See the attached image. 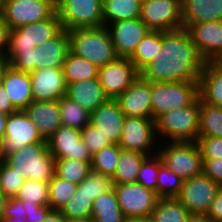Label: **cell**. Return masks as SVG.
Listing matches in <instances>:
<instances>
[{
	"label": "cell",
	"instance_id": "cell-21",
	"mask_svg": "<svg viewBox=\"0 0 222 222\" xmlns=\"http://www.w3.org/2000/svg\"><path fill=\"white\" fill-rule=\"evenodd\" d=\"M125 117L152 118L151 82L140 75L115 99Z\"/></svg>",
	"mask_w": 222,
	"mask_h": 222
},
{
	"label": "cell",
	"instance_id": "cell-35",
	"mask_svg": "<svg viewBox=\"0 0 222 222\" xmlns=\"http://www.w3.org/2000/svg\"><path fill=\"white\" fill-rule=\"evenodd\" d=\"M61 125L83 130L91 123V113L66 96L59 100Z\"/></svg>",
	"mask_w": 222,
	"mask_h": 222
},
{
	"label": "cell",
	"instance_id": "cell-20",
	"mask_svg": "<svg viewBox=\"0 0 222 222\" xmlns=\"http://www.w3.org/2000/svg\"><path fill=\"white\" fill-rule=\"evenodd\" d=\"M201 57L209 62L222 51V20L203 23H183Z\"/></svg>",
	"mask_w": 222,
	"mask_h": 222
},
{
	"label": "cell",
	"instance_id": "cell-56",
	"mask_svg": "<svg viewBox=\"0 0 222 222\" xmlns=\"http://www.w3.org/2000/svg\"><path fill=\"white\" fill-rule=\"evenodd\" d=\"M7 119L8 115L0 111V144L3 141V138L5 137Z\"/></svg>",
	"mask_w": 222,
	"mask_h": 222
},
{
	"label": "cell",
	"instance_id": "cell-3",
	"mask_svg": "<svg viewBox=\"0 0 222 222\" xmlns=\"http://www.w3.org/2000/svg\"><path fill=\"white\" fill-rule=\"evenodd\" d=\"M70 51L98 67L115 61L118 56L106 26L68 30Z\"/></svg>",
	"mask_w": 222,
	"mask_h": 222
},
{
	"label": "cell",
	"instance_id": "cell-12",
	"mask_svg": "<svg viewBox=\"0 0 222 222\" xmlns=\"http://www.w3.org/2000/svg\"><path fill=\"white\" fill-rule=\"evenodd\" d=\"M140 19L152 31L182 28L181 0H142Z\"/></svg>",
	"mask_w": 222,
	"mask_h": 222
},
{
	"label": "cell",
	"instance_id": "cell-9",
	"mask_svg": "<svg viewBox=\"0 0 222 222\" xmlns=\"http://www.w3.org/2000/svg\"><path fill=\"white\" fill-rule=\"evenodd\" d=\"M56 12L67 31L104 25L103 0H60Z\"/></svg>",
	"mask_w": 222,
	"mask_h": 222
},
{
	"label": "cell",
	"instance_id": "cell-42",
	"mask_svg": "<svg viewBox=\"0 0 222 222\" xmlns=\"http://www.w3.org/2000/svg\"><path fill=\"white\" fill-rule=\"evenodd\" d=\"M161 164L160 156L157 153L151 152V155L143 160L136 182L156 192L157 177Z\"/></svg>",
	"mask_w": 222,
	"mask_h": 222
},
{
	"label": "cell",
	"instance_id": "cell-59",
	"mask_svg": "<svg viewBox=\"0 0 222 222\" xmlns=\"http://www.w3.org/2000/svg\"><path fill=\"white\" fill-rule=\"evenodd\" d=\"M66 222H93L91 218L81 219V218H66Z\"/></svg>",
	"mask_w": 222,
	"mask_h": 222
},
{
	"label": "cell",
	"instance_id": "cell-24",
	"mask_svg": "<svg viewBox=\"0 0 222 222\" xmlns=\"http://www.w3.org/2000/svg\"><path fill=\"white\" fill-rule=\"evenodd\" d=\"M66 97L92 113L108 98L98 78L86 79L67 85Z\"/></svg>",
	"mask_w": 222,
	"mask_h": 222
},
{
	"label": "cell",
	"instance_id": "cell-1",
	"mask_svg": "<svg viewBox=\"0 0 222 222\" xmlns=\"http://www.w3.org/2000/svg\"><path fill=\"white\" fill-rule=\"evenodd\" d=\"M206 61L185 27L163 31L161 53L140 71L149 82H200Z\"/></svg>",
	"mask_w": 222,
	"mask_h": 222
},
{
	"label": "cell",
	"instance_id": "cell-30",
	"mask_svg": "<svg viewBox=\"0 0 222 222\" xmlns=\"http://www.w3.org/2000/svg\"><path fill=\"white\" fill-rule=\"evenodd\" d=\"M147 157L137 151L121 150L117 169L112 177L114 184H126L137 181L143 160Z\"/></svg>",
	"mask_w": 222,
	"mask_h": 222
},
{
	"label": "cell",
	"instance_id": "cell-61",
	"mask_svg": "<svg viewBox=\"0 0 222 222\" xmlns=\"http://www.w3.org/2000/svg\"><path fill=\"white\" fill-rule=\"evenodd\" d=\"M49 2L55 9H57L60 0H44Z\"/></svg>",
	"mask_w": 222,
	"mask_h": 222
},
{
	"label": "cell",
	"instance_id": "cell-33",
	"mask_svg": "<svg viewBox=\"0 0 222 222\" xmlns=\"http://www.w3.org/2000/svg\"><path fill=\"white\" fill-rule=\"evenodd\" d=\"M161 48L162 31L150 30L139 42L136 51L129 59L140 72L156 55L161 53Z\"/></svg>",
	"mask_w": 222,
	"mask_h": 222
},
{
	"label": "cell",
	"instance_id": "cell-25",
	"mask_svg": "<svg viewBox=\"0 0 222 222\" xmlns=\"http://www.w3.org/2000/svg\"><path fill=\"white\" fill-rule=\"evenodd\" d=\"M9 99L17 110H24L33 102L30 74L7 69L2 82Z\"/></svg>",
	"mask_w": 222,
	"mask_h": 222
},
{
	"label": "cell",
	"instance_id": "cell-8",
	"mask_svg": "<svg viewBox=\"0 0 222 222\" xmlns=\"http://www.w3.org/2000/svg\"><path fill=\"white\" fill-rule=\"evenodd\" d=\"M63 30L55 11L49 18L9 30L7 51H28L52 40Z\"/></svg>",
	"mask_w": 222,
	"mask_h": 222
},
{
	"label": "cell",
	"instance_id": "cell-55",
	"mask_svg": "<svg viewBox=\"0 0 222 222\" xmlns=\"http://www.w3.org/2000/svg\"><path fill=\"white\" fill-rule=\"evenodd\" d=\"M187 222H212V220L206 214L190 213Z\"/></svg>",
	"mask_w": 222,
	"mask_h": 222
},
{
	"label": "cell",
	"instance_id": "cell-34",
	"mask_svg": "<svg viewBox=\"0 0 222 222\" xmlns=\"http://www.w3.org/2000/svg\"><path fill=\"white\" fill-rule=\"evenodd\" d=\"M189 215L177 198H159L150 218L154 222H187Z\"/></svg>",
	"mask_w": 222,
	"mask_h": 222
},
{
	"label": "cell",
	"instance_id": "cell-10",
	"mask_svg": "<svg viewBox=\"0 0 222 222\" xmlns=\"http://www.w3.org/2000/svg\"><path fill=\"white\" fill-rule=\"evenodd\" d=\"M114 191L126 219L150 218L159 197L137 182L114 184Z\"/></svg>",
	"mask_w": 222,
	"mask_h": 222
},
{
	"label": "cell",
	"instance_id": "cell-17",
	"mask_svg": "<svg viewBox=\"0 0 222 222\" xmlns=\"http://www.w3.org/2000/svg\"><path fill=\"white\" fill-rule=\"evenodd\" d=\"M50 154L57 159L92 162V153L83 142L81 130L61 125L48 139Z\"/></svg>",
	"mask_w": 222,
	"mask_h": 222
},
{
	"label": "cell",
	"instance_id": "cell-23",
	"mask_svg": "<svg viewBox=\"0 0 222 222\" xmlns=\"http://www.w3.org/2000/svg\"><path fill=\"white\" fill-rule=\"evenodd\" d=\"M39 134L47 140L60 126L59 101H33L25 109Z\"/></svg>",
	"mask_w": 222,
	"mask_h": 222
},
{
	"label": "cell",
	"instance_id": "cell-6",
	"mask_svg": "<svg viewBox=\"0 0 222 222\" xmlns=\"http://www.w3.org/2000/svg\"><path fill=\"white\" fill-rule=\"evenodd\" d=\"M199 96V82H151L152 119L190 105Z\"/></svg>",
	"mask_w": 222,
	"mask_h": 222
},
{
	"label": "cell",
	"instance_id": "cell-15",
	"mask_svg": "<svg viewBox=\"0 0 222 222\" xmlns=\"http://www.w3.org/2000/svg\"><path fill=\"white\" fill-rule=\"evenodd\" d=\"M139 75L140 72L129 58L118 57L98 69V79L108 99L119 97Z\"/></svg>",
	"mask_w": 222,
	"mask_h": 222
},
{
	"label": "cell",
	"instance_id": "cell-58",
	"mask_svg": "<svg viewBox=\"0 0 222 222\" xmlns=\"http://www.w3.org/2000/svg\"><path fill=\"white\" fill-rule=\"evenodd\" d=\"M217 70L222 72V51L209 61Z\"/></svg>",
	"mask_w": 222,
	"mask_h": 222
},
{
	"label": "cell",
	"instance_id": "cell-46",
	"mask_svg": "<svg viewBox=\"0 0 222 222\" xmlns=\"http://www.w3.org/2000/svg\"><path fill=\"white\" fill-rule=\"evenodd\" d=\"M203 159L222 158V138L198 137L196 141Z\"/></svg>",
	"mask_w": 222,
	"mask_h": 222
},
{
	"label": "cell",
	"instance_id": "cell-29",
	"mask_svg": "<svg viewBox=\"0 0 222 222\" xmlns=\"http://www.w3.org/2000/svg\"><path fill=\"white\" fill-rule=\"evenodd\" d=\"M142 0H103L104 26L140 18Z\"/></svg>",
	"mask_w": 222,
	"mask_h": 222
},
{
	"label": "cell",
	"instance_id": "cell-16",
	"mask_svg": "<svg viewBox=\"0 0 222 222\" xmlns=\"http://www.w3.org/2000/svg\"><path fill=\"white\" fill-rule=\"evenodd\" d=\"M56 9L44 0H6L0 14L10 30L49 18Z\"/></svg>",
	"mask_w": 222,
	"mask_h": 222
},
{
	"label": "cell",
	"instance_id": "cell-18",
	"mask_svg": "<svg viewBox=\"0 0 222 222\" xmlns=\"http://www.w3.org/2000/svg\"><path fill=\"white\" fill-rule=\"evenodd\" d=\"M118 57L130 58L139 42L150 31L140 19L123 20L107 26Z\"/></svg>",
	"mask_w": 222,
	"mask_h": 222
},
{
	"label": "cell",
	"instance_id": "cell-31",
	"mask_svg": "<svg viewBox=\"0 0 222 222\" xmlns=\"http://www.w3.org/2000/svg\"><path fill=\"white\" fill-rule=\"evenodd\" d=\"M98 69V66L71 51H69L62 65L67 85L86 79L98 78Z\"/></svg>",
	"mask_w": 222,
	"mask_h": 222
},
{
	"label": "cell",
	"instance_id": "cell-54",
	"mask_svg": "<svg viewBox=\"0 0 222 222\" xmlns=\"http://www.w3.org/2000/svg\"><path fill=\"white\" fill-rule=\"evenodd\" d=\"M9 67L8 59L6 57H0V85H2L4 75Z\"/></svg>",
	"mask_w": 222,
	"mask_h": 222
},
{
	"label": "cell",
	"instance_id": "cell-41",
	"mask_svg": "<svg viewBox=\"0 0 222 222\" xmlns=\"http://www.w3.org/2000/svg\"><path fill=\"white\" fill-rule=\"evenodd\" d=\"M77 186L54 174L53 178L49 181V205L52 210L59 211L75 194Z\"/></svg>",
	"mask_w": 222,
	"mask_h": 222
},
{
	"label": "cell",
	"instance_id": "cell-26",
	"mask_svg": "<svg viewBox=\"0 0 222 222\" xmlns=\"http://www.w3.org/2000/svg\"><path fill=\"white\" fill-rule=\"evenodd\" d=\"M183 23L222 20V0H181Z\"/></svg>",
	"mask_w": 222,
	"mask_h": 222
},
{
	"label": "cell",
	"instance_id": "cell-11",
	"mask_svg": "<svg viewBox=\"0 0 222 222\" xmlns=\"http://www.w3.org/2000/svg\"><path fill=\"white\" fill-rule=\"evenodd\" d=\"M39 142H47V140L42 138L24 110L9 114L5 137L0 144V160L27 145Z\"/></svg>",
	"mask_w": 222,
	"mask_h": 222
},
{
	"label": "cell",
	"instance_id": "cell-40",
	"mask_svg": "<svg viewBox=\"0 0 222 222\" xmlns=\"http://www.w3.org/2000/svg\"><path fill=\"white\" fill-rule=\"evenodd\" d=\"M184 179L164 164L159 166L156 194L159 198H176L183 186Z\"/></svg>",
	"mask_w": 222,
	"mask_h": 222
},
{
	"label": "cell",
	"instance_id": "cell-44",
	"mask_svg": "<svg viewBox=\"0 0 222 222\" xmlns=\"http://www.w3.org/2000/svg\"><path fill=\"white\" fill-rule=\"evenodd\" d=\"M25 179L14 169L10 168L3 160H0V188L9 197H15Z\"/></svg>",
	"mask_w": 222,
	"mask_h": 222
},
{
	"label": "cell",
	"instance_id": "cell-52",
	"mask_svg": "<svg viewBox=\"0 0 222 222\" xmlns=\"http://www.w3.org/2000/svg\"><path fill=\"white\" fill-rule=\"evenodd\" d=\"M0 111L7 115L18 111L9 99L4 87L0 85Z\"/></svg>",
	"mask_w": 222,
	"mask_h": 222
},
{
	"label": "cell",
	"instance_id": "cell-49",
	"mask_svg": "<svg viewBox=\"0 0 222 222\" xmlns=\"http://www.w3.org/2000/svg\"><path fill=\"white\" fill-rule=\"evenodd\" d=\"M28 222H42L52 211L50 205L23 204Z\"/></svg>",
	"mask_w": 222,
	"mask_h": 222
},
{
	"label": "cell",
	"instance_id": "cell-43",
	"mask_svg": "<svg viewBox=\"0 0 222 222\" xmlns=\"http://www.w3.org/2000/svg\"><path fill=\"white\" fill-rule=\"evenodd\" d=\"M80 184L83 185V191L92 198L93 201L102 193L113 189L114 186L112 177L92 169Z\"/></svg>",
	"mask_w": 222,
	"mask_h": 222
},
{
	"label": "cell",
	"instance_id": "cell-36",
	"mask_svg": "<svg viewBox=\"0 0 222 222\" xmlns=\"http://www.w3.org/2000/svg\"><path fill=\"white\" fill-rule=\"evenodd\" d=\"M90 170L91 162L78 161L73 158L55 160L54 174L76 185L80 184L88 176Z\"/></svg>",
	"mask_w": 222,
	"mask_h": 222
},
{
	"label": "cell",
	"instance_id": "cell-22",
	"mask_svg": "<svg viewBox=\"0 0 222 222\" xmlns=\"http://www.w3.org/2000/svg\"><path fill=\"white\" fill-rule=\"evenodd\" d=\"M124 120L125 115L115 99H107L91 113V124L116 144L121 139Z\"/></svg>",
	"mask_w": 222,
	"mask_h": 222
},
{
	"label": "cell",
	"instance_id": "cell-39",
	"mask_svg": "<svg viewBox=\"0 0 222 222\" xmlns=\"http://www.w3.org/2000/svg\"><path fill=\"white\" fill-rule=\"evenodd\" d=\"M15 197L23 204L49 205V182L27 179Z\"/></svg>",
	"mask_w": 222,
	"mask_h": 222
},
{
	"label": "cell",
	"instance_id": "cell-4",
	"mask_svg": "<svg viewBox=\"0 0 222 222\" xmlns=\"http://www.w3.org/2000/svg\"><path fill=\"white\" fill-rule=\"evenodd\" d=\"M2 160L25 180L49 182L54 176L55 158L50 154L47 142L27 145Z\"/></svg>",
	"mask_w": 222,
	"mask_h": 222
},
{
	"label": "cell",
	"instance_id": "cell-32",
	"mask_svg": "<svg viewBox=\"0 0 222 222\" xmlns=\"http://www.w3.org/2000/svg\"><path fill=\"white\" fill-rule=\"evenodd\" d=\"M198 137L222 138V108L204 102L200 97Z\"/></svg>",
	"mask_w": 222,
	"mask_h": 222
},
{
	"label": "cell",
	"instance_id": "cell-19",
	"mask_svg": "<svg viewBox=\"0 0 222 222\" xmlns=\"http://www.w3.org/2000/svg\"><path fill=\"white\" fill-rule=\"evenodd\" d=\"M29 74L33 101H56L66 96L67 83L62 67L36 69Z\"/></svg>",
	"mask_w": 222,
	"mask_h": 222
},
{
	"label": "cell",
	"instance_id": "cell-27",
	"mask_svg": "<svg viewBox=\"0 0 222 222\" xmlns=\"http://www.w3.org/2000/svg\"><path fill=\"white\" fill-rule=\"evenodd\" d=\"M199 97L207 103L222 108V72L206 62L200 73Z\"/></svg>",
	"mask_w": 222,
	"mask_h": 222
},
{
	"label": "cell",
	"instance_id": "cell-28",
	"mask_svg": "<svg viewBox=\"0 0 222 222\" xmlns=\"http://www.w3.org/2000/svg\"><path fill=\"white\" fill-rule=\"evenodd\" d=\"M91 219L93 222H128L121 211L114 188L93 201Z\"/></svg>",
	"mask_w": 222,
	"mask_h": 222
},
{
	"label": "cell",
	"instance_id": "cell-47",
	"mask_svg": "<svg viewBox=\"0 0 222 222\" xmlns=\"http://www.w3.org/2000/svg\"><path fill=\"white\" fill-rule=\"evenodd\" d=\"M3 222H28L23 206V200L16 197L9 198L4 209Z\"/></svg>",
	"mask_w": 222,
	"mask_h": 222
},
{
	"label": "cell",
	"instance_id": "cell-53",
	"mask_svg": "<svg viewBox=\"0 0 222 222\" xmlns=\"http://www.w3.org/2000/svg\"><path fill=\"white\" fill-rule=\"evenodd\" d=\"M42 222H66V218L57 210H52Z\"/></svg>",
	"mask_w": 222,
	"mask_h": 222
},
{
	"label": "cell",
	"instance_id": "cell-2",
	"mask_svg": "<svg viewBox=\"0 0 222 222\" xmlns=\"http://www.w3.org/2000/svg\"><path fill=\"white\" fill-rule=\"evenodd\" d=\"M70 51L69 33L63 29L56 37L28 51H6L10 66L31 73L36 69L62 67Z\"/></svg>",
	"mask_w": 222,
	"mask_h": 222
},
{
	"label": "cell",
	"instance_id": "cell-48",
	"mask_svg": "<svg viewBox=\"0 0 222 222\" xmlns=\"http://www.w3.org/2000/svg\"><path fill=\"white\" fill-rule=\"evenodd\" d=\"M203 173L222 186V158L203 159Z\"/></svg>",
	"mask_w": 222,
	"mask_h": 222
},
{
	"label": "cell",
	"instance_id": "cell-50",
	"mask_svg": "<svg viewBox=\"0 0 222 222\" xmlns=\"http://www.w3.org/2000/svg\"><path fill=\"white\" fill-rule=\"evenodd\" d=\"M206 215L212 222H222V186L219 187Z\"/></svg>",
	"mask_w": 222,
	"mask_h": 222
},
{
	"label": "cell",
	"instance_id": "cell-51",
	"mask_svg": "<svg viewBox=\"0 0 222 222\" xmlns=\"http://www.w3.org/2000/svg\"><path fill=\"white\" fill-rule=\"evenodd\" d=\"M9 27L0 14V57L6 56L9 39Z\"/></svg>",
	"mask_w": 222,
	"mask_h": 222
},
{
	"label": "cell",
	"instance_id": "cell-5",
	"mask_svg": "<svg viewBox=\"0 0 222 222\" xmlns=\"http://www.w3.org/2000/svg\"><path fill=\"white\" fill-rule=\"evenodd\" d=\"M155 122L156 134L167 137V142H196L199 134V96L190 105L163 113Z\"/></svg>",
	"mask_w": 222,
	"mask_h": 222
},
{
	"label": "cell",
	"instance_id": "cell-45",
	"mask_svg": "<svg viewBox=\"0 0 222 222\" xmlns=\"http://www.w3.org/2000/svg\"><path fill=\"white\" fill-rule=\"evenodd\" d=\"M83 142L88 147L92 155L102 148L112 144L108 137H105L100 129L89 123L83 130H81Z\"/></svg>",
	"mask_w": 222,
	"mask_h": 222
},
{
	"label": "cell",
	"instance_id": "cell-37",
	"mask_svg": "<svg viewBox=\"0 0 222 222\" xmlns=\"http://www.w3.org/2000/svg\"><path fill=\"white\" fill-rule=\"evenodd\" d=\"M93 199L84 191L83 185L78 184L75 194L67 201L59 212L65 218H91Z\"/></svg>",
	"mask_w": 222,
	"mask_h": 222
},
{
	"label": "cell",
	"instance_id": "cell-13",
	"mask_svg": "<svg viewBox=\"0 0 222 222\" xmlns=\"http://www.w3.org/2000/svg\"><path fill=\"white\" fill-rule=\"evenodd\" d=\"M156 136V122L152 118L125 117L118 145L123 150L137 151L150 156L151 149L156 153L153 148L158 141Z\"/></svg>",
	"mask_w": 222,
	"mask_h": 222
},
{
	"label": "cell",
	"instance_id": "cell-14",
	"mask_svg": "<svg viewBox=\"0 0 222 222\" xmlns=\"http://www.w3.org/2000/svg\"><path fill=\"white\" fill-rule=\"evenodd\" d=\"M219 185L204 173L185 179L176 197L191 214H207Z\"/></svg>",
	"mask_w": 222,
	"mask_h": 222
},
{
	"label": "cell",
	"instance_id": "cell-57",
	"mask_svg": "<svg viewBox=\"0 0 222 222\" xmlns=\"http://www.w3.org/2000/svg\"><path fill=\"white\" fill-rule=\"evenodd\" d=\"M9 197L0 188V222L4 219V209Z\"/></svg>",
	"mask_w": 222,
	"mask_h": 222
},
{
	"label": "cell",
	"instance_id": "cell-62",
	"mask_svg": "<svg viewBox=\"0 0 222 222\" xmlns=\"http://www.w3.org/2000/svg\"><path fill=\"white\" fill-rule=\"evenodd\" d=\"M6 0H0V12L2 11Z\"/></svg>",
	"mask_w": 222,
	"mask_h": 222
},
{
	"label": "cell",
	"instance_id": "cell-38",
	"mask_svg": "<svg viewBox=\"0 0 222 222\" xmlns=\"http://www.w3.org/2000/svg\"><path fill=\"white\" fill-rule=\"evenodd\" d=\"M122 148L112 143L92 155L91 169L113 177Z\"/></svg>",
	"mask_w": 222,
	"mask_h": 222
},
{
	"label": "cell",
	"instance_id": "cell-60",
	"mask_svg": "<svg viewBox=\"0 0 222 222\" xmlns=\"http://www.w3.org/2000/svg\"><path fill=\"white\" fill-rule=\"evenodd\" d=\"M128 222H154L151 218H140L129 220Z\"/></svg>",
	"mask_w": 222,
	"mask_h": 222
},
{
	"label": "cell",
	"instance_id": "cell-7",
	"mask_svg": "<svg viewBox=\"0 0 222 222\" xmlns=\"http://www.w3.org/2000/svg\"><path fill=\"white\" fill-rule=\"evenodd\" d=\"M156 151L167 168L182 179L203 173V157L197 142H166ZM160 149V150H159Z\"/></svg>",
	"mask_w": 222,
	"mask_h": 222
}]
</instances>
